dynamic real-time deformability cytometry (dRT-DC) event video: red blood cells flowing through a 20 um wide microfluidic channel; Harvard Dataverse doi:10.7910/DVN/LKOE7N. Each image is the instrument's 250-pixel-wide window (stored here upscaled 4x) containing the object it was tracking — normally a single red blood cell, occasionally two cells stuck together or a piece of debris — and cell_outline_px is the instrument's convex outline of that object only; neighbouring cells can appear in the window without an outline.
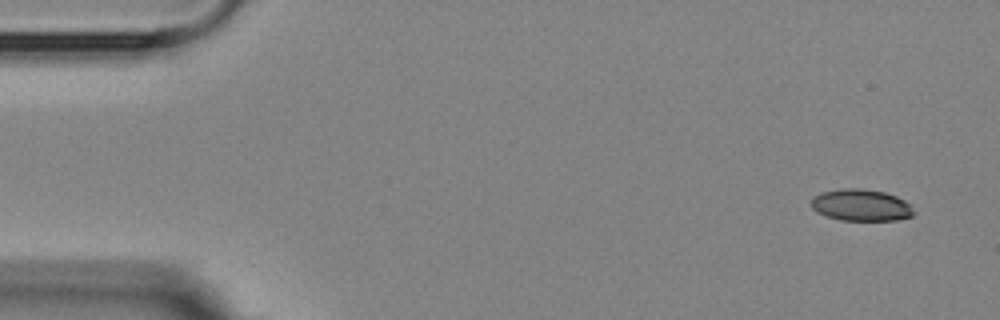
{"species": "Egyptian fruit bat (a non-hibernating species)", "species_latin": "Rousettus aegyptiacus", "temperature_condition": "room temperature", "stored_images_in_passage": 9, "camera_frame_rate_fps": 3000, "um_per_image_px": 0.085, "animal": {"sex": "female"}, "frame": {"image": 1, "passage_image": 1, "time_ms": 0.0, "image_size_px": [1000, 320], "cell_outline_px": [[916, 212], [912, 216], [896, 220], [840, 220], [816, 212], [812, 208], [812, 196], [820, 192], [844, 188], [860, 188], [884, 192], [896, 196], [912, 204]], "centroid_in_image_um": [73.21, 17.43], "position_along_channel_um": 11.8, "area_um2": 19.13}}
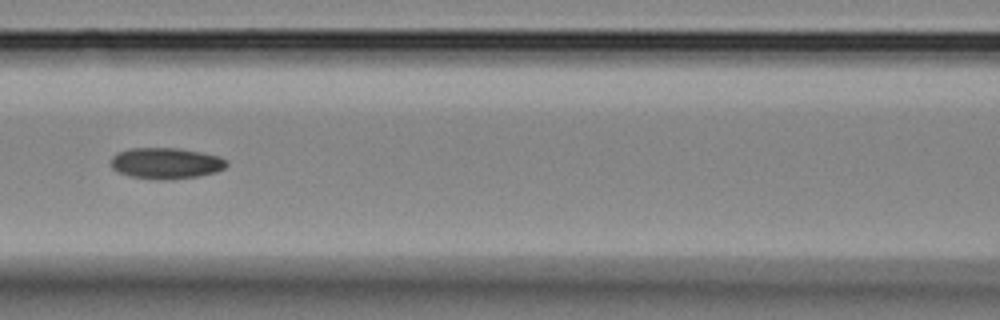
{"frame": {"image": 2, "passage_image": 7, "time_ms": 7.0, "image_size_px": [1000, 320], "cell_outline_px": [[228, 164], [224, 168], [216, 172], [200, 176], [172, 180], [156, 180], [128, 176], [116, 172], [112, 168], [112, 156], [116, 152], [132, 148], [180, 148], [220, 156], [228, 160]], "centroid_in_image_um": [14.11, 13.89], "position_along_channel_um": 152.5, "area_um2": 21.39}}
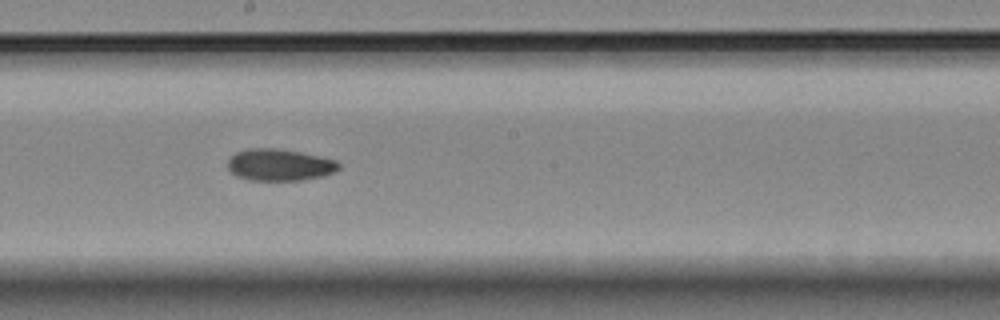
{"frame": {"image": 3, "passage_image": 9, "time_ms": 9.0, "image_size_px": [1000, 320], "cell_outline_px": [[340, 168], [332, 172], [320, 176], [300, 180], [248, 180], [236, 176], [228, 168], [228, 160], [236, 152], [248, 148], [276, 148], [300, 152], [336, 160], [340, 164]], "centroid_in_image_um": [23.73, 14.01], "position_along_channel_um": 224.5, "area_um2": 20.4}}